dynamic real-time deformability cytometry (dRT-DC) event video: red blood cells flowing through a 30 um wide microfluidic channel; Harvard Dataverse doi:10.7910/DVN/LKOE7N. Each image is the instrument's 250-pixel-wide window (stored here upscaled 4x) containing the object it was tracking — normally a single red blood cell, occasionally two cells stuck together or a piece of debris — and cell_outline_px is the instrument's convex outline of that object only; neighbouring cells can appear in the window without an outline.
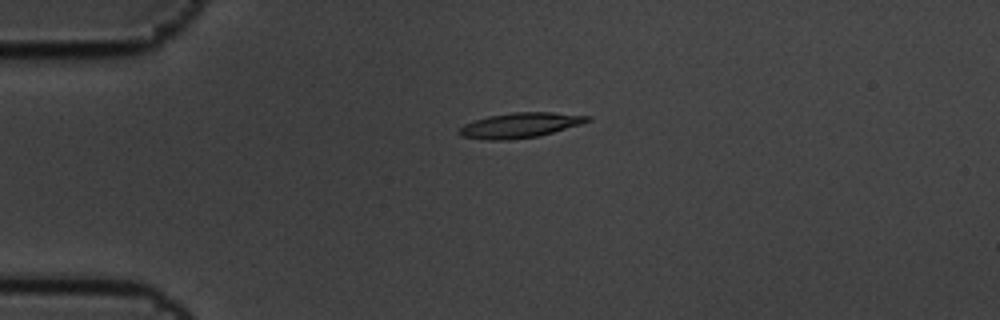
{"species": "common noctule bat (a hibernating species)", "species_latin": "Nyctalus noctula", "temperature_condition": "cold", "stored_images_in_passage": 3, "camera_frame_rate_fps": 3000, "um_per_image_px": 0.085, "animal": {"sex": "male", "body_mass_g": 19.5, "forearm_length_mm": 54.6}, "frame": {"image": 1, "passage_image": 1, "time_ms": 0.0, "image_size_px": [1000, 320], "cell_outline_px": [[592, 120], [580, 124], [540, 136], [508, 140], [488, 140], [460, 136], [456, 132], [464, 124], [488, 116], [512, 112], [552, 112], [592, 116]], "centroid_in_image_um": [44.2, 10.64], "position_along_channel_um": 40.8, "area_um2": 18.79}}
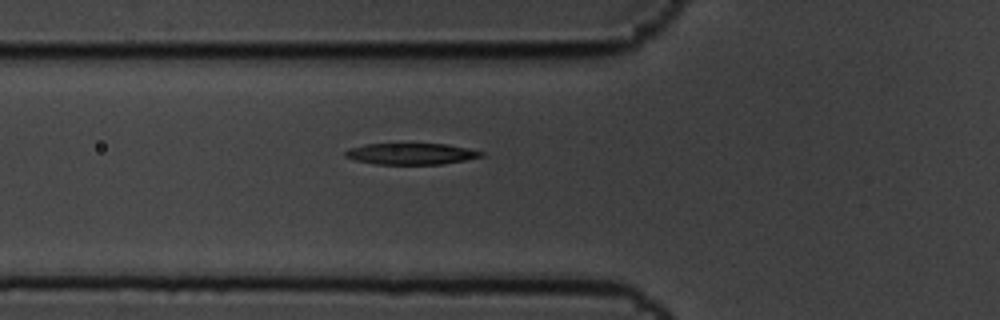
{"frame": {"image": 2, "passage_image": 3, "time_ms": 0.667, "image_size_px": [1000, 320], "cell_outline_px": [[484, 156], [444, 164], [376, 164], [356, 160], [344, 156], [344, 152], [348, 148], [364, 144], [448, 144], [468, 148], [484, 152]], "centroid_in_image_um": [34.95, 13.07], "position_along_channel_um": 90.9, "area_um2": 16.88}}